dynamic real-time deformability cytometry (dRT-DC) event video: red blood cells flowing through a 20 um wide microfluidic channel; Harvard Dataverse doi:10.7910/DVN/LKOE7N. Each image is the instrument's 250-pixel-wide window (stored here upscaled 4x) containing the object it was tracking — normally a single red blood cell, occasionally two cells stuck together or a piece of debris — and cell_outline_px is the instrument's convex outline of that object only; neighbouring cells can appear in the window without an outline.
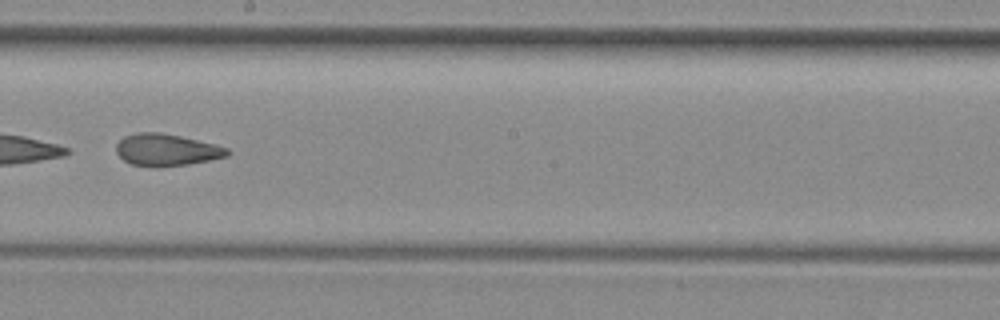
{"species": "common noctule bat (a hibernating species)", "species_latin": "Nyctalus noctula", "temperature_condition": "room temperature", "stored_images_in_passage": 38, "camera_frame_rate_fps": 3000, "um_per_image_px": 0.085, "animal": {"sex": "female", "body_mass_g": 29.2, "forearm_length_mm": 56.3}, "frame": {"image": 1, "passage_image": 17, "time_ms": 5.333, "image_size_px": [1000, 320], "cell_outline_px": [[232, 152], [228, 156], [188, 164], [156, 168], [132, 164], [124, 160], [116, 152], [116, 144], [124, 136], [136, 132], [160, 132], [180, 136], [216, 144], [228, 148]], "centroid_in_image_um": [14.16, 12.74], "position_along_channel_um": 234.0, "area_um2": 20.87}, "authors_computed_cell_mechanics": {"area_um2": 21.9351, "velocity_mm_per_s": 4.0067, "shape_relaxation_time_tau1_ms": 0.1631, "shape_relaxation_time_tau2_ms": 2.5957, "deformation_change_tau1": 0.2866, "deformation_change_tau2": 0.1059}}